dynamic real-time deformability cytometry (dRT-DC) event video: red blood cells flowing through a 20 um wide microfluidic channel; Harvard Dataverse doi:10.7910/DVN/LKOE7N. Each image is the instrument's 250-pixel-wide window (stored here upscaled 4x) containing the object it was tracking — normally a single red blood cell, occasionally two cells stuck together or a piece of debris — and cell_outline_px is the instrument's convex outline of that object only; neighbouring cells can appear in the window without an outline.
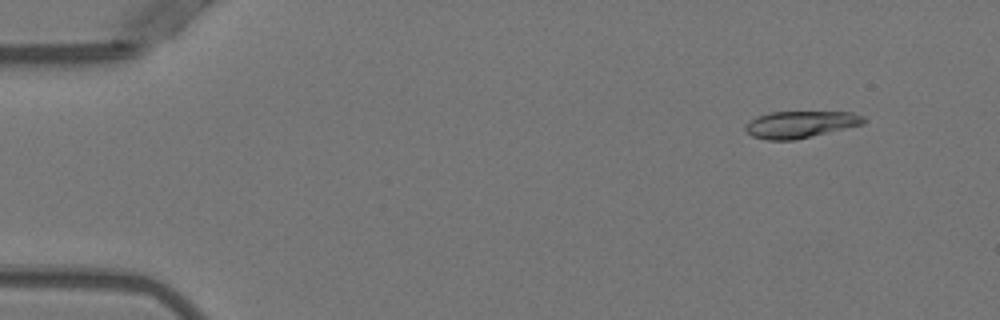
{"species": "Egyptian fruit bat (a non-hibernating species)", "species_latin": "Rousettus aegyptiacus", "temperature_condition": "warm", "stored_images_in_passage": 51, "camera_frame_rate_fps": 3000, "um_per_image_px": 0.085, "animal": {"sex": "female"}, "frame": {"image": 1, "passage_image": 5, "time_ms": 1.333, "image_size_px": [1000, 320], "cell_outline_px": [[868, 120], [864, 124], [796, 140], [768, 140], [752, 136], [744, 128], [744, 124], [748, 120], [756, 116], [772, 112], [852, 112], [864, 116]], "centroid_in_image_um": [68.03, 10.57], "position_along_channel_um": 17.0, "area_um2": 18.73}}
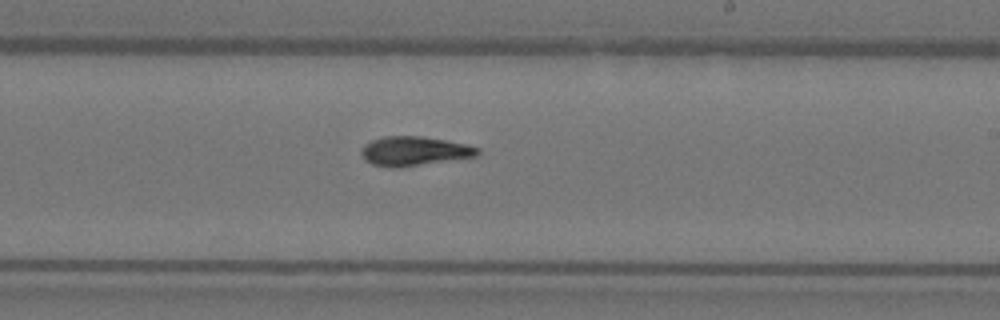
{"frame": {"image": 2, "passage_image": 31, "time_ms": 10.0, "image_size_px": [1000, 320], "cell_outline_px": [[480, 152], [476, 156], [396, 168], [388, 168], [372, 164], [364, 160], [360, 152], [360, 148], [364, 144], [372, 140], [384, 136], [420, 136], [468, 144], [480, 148]], "centroid_in_image_um": [35.16, 12.84], "position_along_channel_um": 253.8, "area_um2": 19.88}}
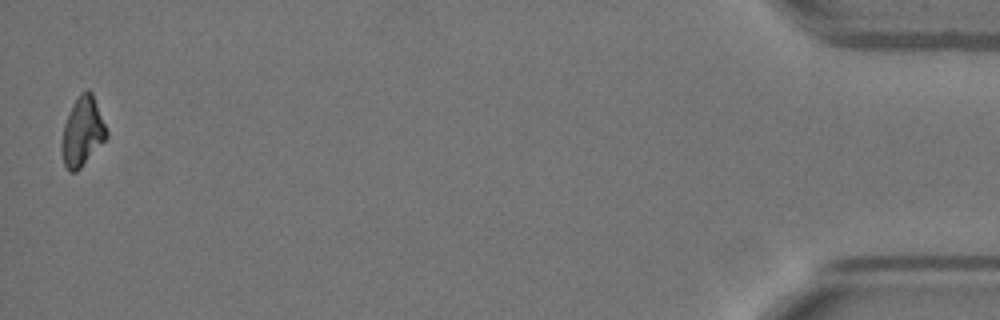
{"frame": {"image": 3, "passage_image": 51, "time_ms": 16.667, "image_size_px": [1000, 320], "cell_outline_px": [[108, 136], [80, 168], [76, 172], [68, 172], [64, 164], [60, 148], [60, 144], [64, 124], [72, 104], [76, 96], [80, 92], [88, 88], [92, 92], [108, 132]], "centroid_in_image_um": [6.98, 11.17], "position_along_channel_um": 428.2, "area_um2": 18.15}, "authors_computed_cell_mechanics": {"area_um2": 19.1318, "velocity_mm_per_s": 3.9648, "shape_relaxation_time_tau1_ms": 6.8663, "shape_relaxation_time_tau2_ms": 3.8328, "deformation_change_tau1": 0.2135, "deformation_change_tau2": 0.094}}